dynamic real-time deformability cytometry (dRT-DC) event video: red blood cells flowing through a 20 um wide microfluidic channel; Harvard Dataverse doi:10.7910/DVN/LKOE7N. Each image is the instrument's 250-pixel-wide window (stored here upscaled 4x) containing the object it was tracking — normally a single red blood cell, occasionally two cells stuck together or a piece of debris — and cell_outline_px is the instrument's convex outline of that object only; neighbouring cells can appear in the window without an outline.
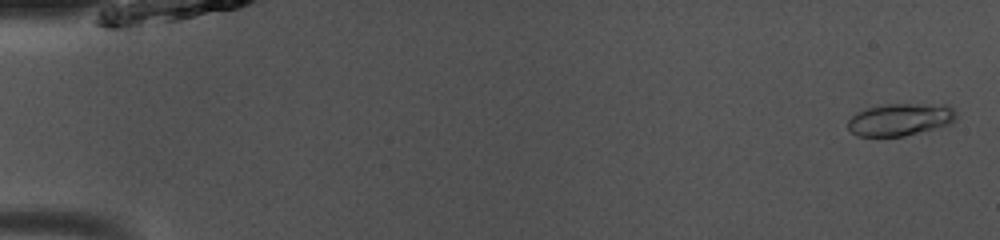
{"species": "common noctule bat (a hibernating species)", "species_latin": "Nyctalus noctula", "temperature_condition": "room temperature", "stored_images_in_passage": 50, "camera_frame_rate_fps": 3000, "um_per_image_px": 0.085, "animal": {"sex": "male", "body_mass_g": 13.0, "forearm_length_mm": 53.1}, "frame": {"image": 1, "passage_image": 2, "time_ms": 0.333, "image_size_px": [1000, 240], "cell_outline_px": [[956, 120], [948, 124], [904, 136], [860, 136], [852, 132], [848, 128], [848, 120], [856, 112], [868, 108], [888, 104], [948, 104], [956, 112]], "centroid_in_image_um": [76.53, 10.14], "position_along_channel_um": 8.5, "area_um2": 20.23}}
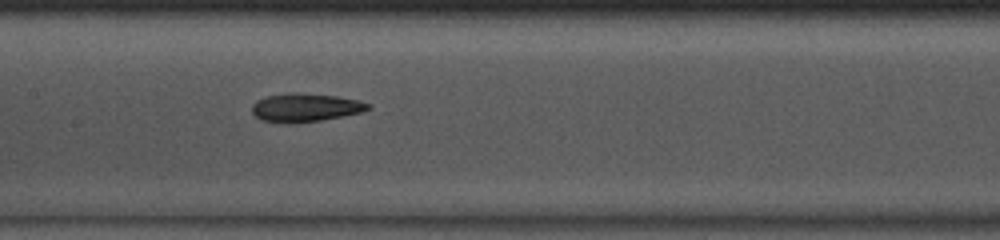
{"frame": {"image": 2, "passage_image": 25, "time_ms": 8.0, "image_size_px": [1000, 240], "cell_outline_px": [[372, 108], [360, 112], [320, 120], [260, 120], [252, 112], [252, 104], [256, 100], [268, 96], [288, 92], [296, 92], [336, 96], [356, 100], [372, 104]], "centroid_in_image_um": [25.98, 9.08], "position_along_channel_um": 181.4, "area_um2": 18.32}}
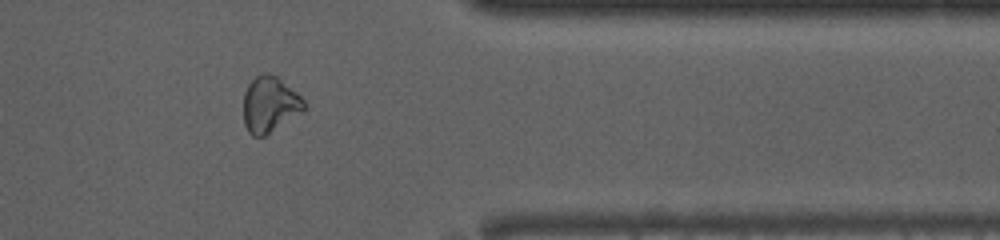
{"frame": {"image": 3, "passage_image": 41, "time_ms": 13.333, "image_size_px": [1000, 240], "cell_outline_px": [[304, 112], [264, 136], [252, 136], [248, 132], [244, 124], [244, 92], [248, 84], [256, 76], [264, 72], [276, 76], [296, 92], [304, 100]], "centroid_in_image_um": [22.92, 8.89], "position_along_channel_um": 388.5, "area_um2": 19.65}, "authors_computed_cell_mechanics": {"area_um2": 19.1896, "velocity_mm_per_s": 4.0805, "shape_relaxation_time_tau1_ms": 7.6238, "shape_relaxation_time_tau2_ms": 6.6797, "deformation_change_tau1": 0.1999, "deformation_change_tau2": 0.1583}}